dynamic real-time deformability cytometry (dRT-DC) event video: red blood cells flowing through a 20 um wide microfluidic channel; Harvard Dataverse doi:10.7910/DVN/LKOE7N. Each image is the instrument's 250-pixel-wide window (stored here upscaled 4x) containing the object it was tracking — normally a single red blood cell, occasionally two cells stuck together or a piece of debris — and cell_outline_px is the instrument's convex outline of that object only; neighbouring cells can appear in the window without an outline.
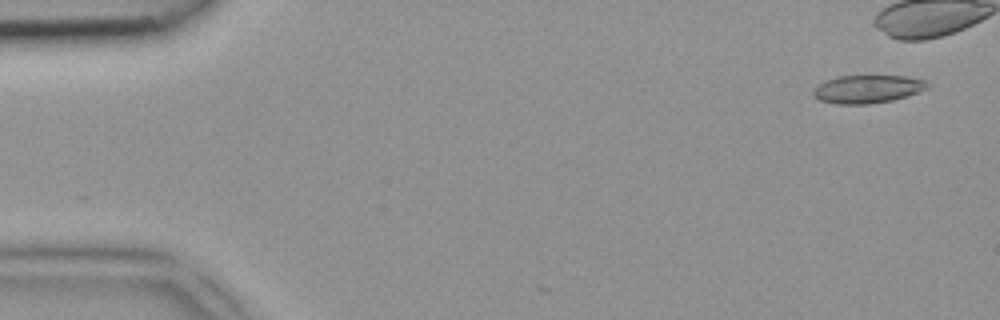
{"species": "common noctule bat (a hibernating species)", "species_latin": "Nyctalus noctula", "temperature_condition": "room temperature", "stored_images_in_passage": 5, "camera_frame_rate_fps": 3000, "um_per_image_px": 0.085, "animal": {"sex": "female", "body_mass_g": 18.4}, "frame": {"image": 1, "passage_image": 1, "time_ms": 0.0, "image_size_px": [1000, 320], "cell_outline_px": [[928, 88], [908, 96], [892, 100], [868, 104], [836, 104], [820, 100], [812, 96], [812, 92], [824, 80], [836, 76], [904, 76], [928, 80]], "centroid_in_image_um": [73.74, 7.57], "position_along_channel_um": 11.3, "area_um2": 18.73}}